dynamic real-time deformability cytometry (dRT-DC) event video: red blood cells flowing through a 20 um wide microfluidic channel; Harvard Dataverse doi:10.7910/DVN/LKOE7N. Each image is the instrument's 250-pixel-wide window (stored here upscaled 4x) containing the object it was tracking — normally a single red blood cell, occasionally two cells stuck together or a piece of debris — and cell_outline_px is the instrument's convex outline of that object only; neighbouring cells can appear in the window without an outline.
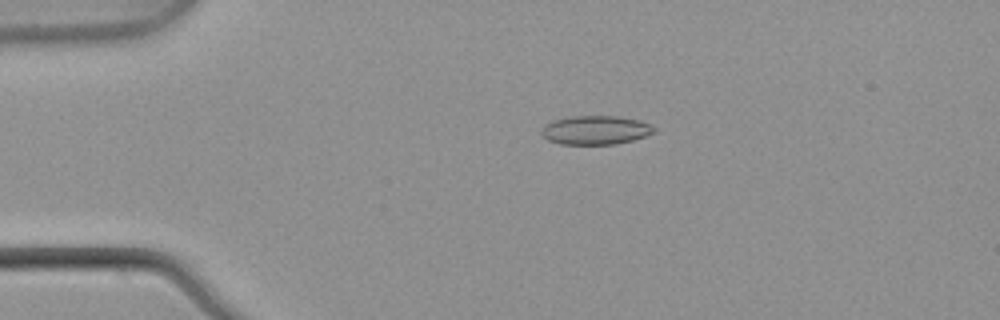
{"species": "common noctule bat (a hibernating species)", "species_latin": "Nyctalus noctula", "temperature_condition": "warm", "stored_images_in_passage": 4, "camera_frame_rate_fps": 3000, "um_per_image_px": 0.085, "animal": {"sex": "male", "body_mass_g": 21.5, "forearm_length_mm": 52.0}, "frame": {"image": 1, "passage_image": 3, "time_ms": 0.667, "image_size_px": [1000, 320], "cell_outline_px": [[656, 132], [632, 140], [616, 144], [560, 144], [548, 140], [540, 132], [552, 120], [572, 116], [616, 116], [640, 120], [656, 128]], "centroid_in_image_um": [50.64, 11.06], "position_along_channel_um": 34.4, "area_um2": 18.79}}